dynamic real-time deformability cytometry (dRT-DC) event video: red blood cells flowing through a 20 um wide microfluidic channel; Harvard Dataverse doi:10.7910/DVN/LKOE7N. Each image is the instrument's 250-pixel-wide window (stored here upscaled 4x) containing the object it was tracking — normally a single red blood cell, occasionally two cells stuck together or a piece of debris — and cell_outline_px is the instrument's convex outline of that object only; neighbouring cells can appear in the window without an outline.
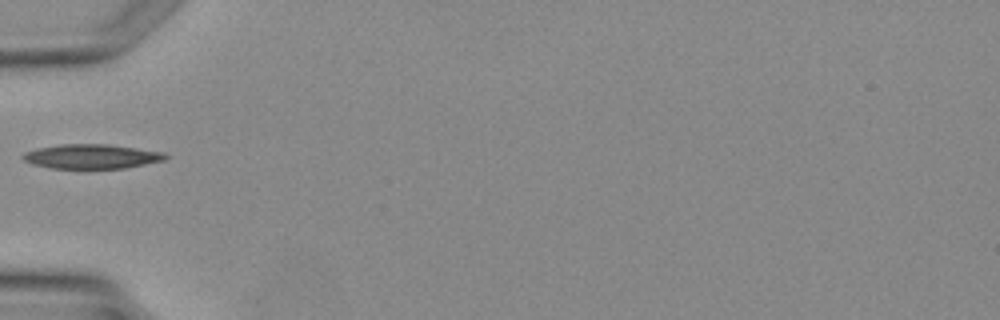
{"species": "Egyptian fruit bat (a non-hibernating species)", "species_latin": "Rousettus aegyptiacus", "temperature_condition": "warm", "stored_images_in_passage": 1, "camera_frame_rate_fps": 3000, "um_per_image_px": 0.085, "animal": {"sex": "female"}, "frame": {"image": 1, "passage_image": 1, "time_ms": 0.0, "image_size_px": [1000, 320], "cell_outline_px": [[168, 156], [164, 160], [124, 168], [52, 168], [36, 164], [24, 160], [20, 156], [24, 152], [36, 148], [60, 144], [108, 144], [164, 152]], "centroid_in_image_um": [7.77, 13.28], "position_along_channel_um": 77.2, "area_um2": 20.11}}